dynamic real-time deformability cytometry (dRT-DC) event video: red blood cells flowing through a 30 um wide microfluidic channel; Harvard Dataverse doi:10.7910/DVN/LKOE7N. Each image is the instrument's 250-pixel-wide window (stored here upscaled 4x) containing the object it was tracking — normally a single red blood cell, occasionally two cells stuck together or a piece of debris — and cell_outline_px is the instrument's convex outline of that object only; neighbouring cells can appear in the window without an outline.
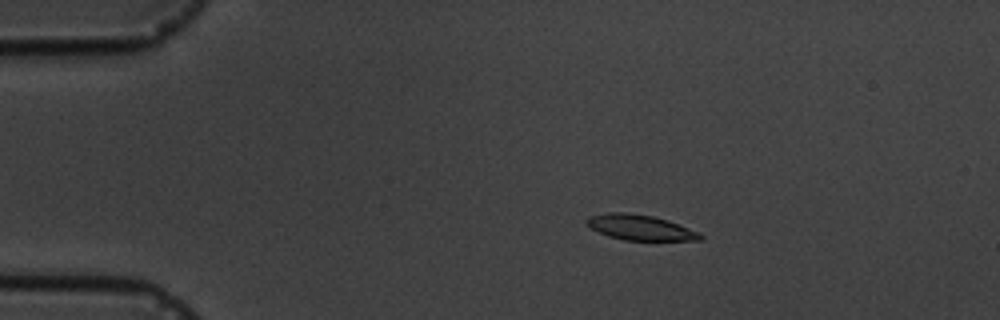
{"species": "common noctule bat (a hibernating species)", "species_latin": "Nyctalus noctula", "temperature_condition": "cold", "stored_images_in_passage": 4, "camera_frame_rate_fps": 3000, "um_per_image_px": 0.085, "animal": {"sex": "male", "body_mass_g": 19.5, "forearm_length_mm": 54.6}, "frame": {"image": 1, "passage_image": 2, "time_ms": 2.0, "image_size_px": [1000, 320], "cell_outline_px": [[704, 240], [624, 240], [608, 236], [592, 228], [584, 220], [588, 216], [608, 212], [628, 212], [652, 216], [668, 220], [700, 232], [704, 236]], "centroid_in_image_um": [54.44, 19.33], "position_along_channel_um": 30.6, "area_um2": 16.82}}
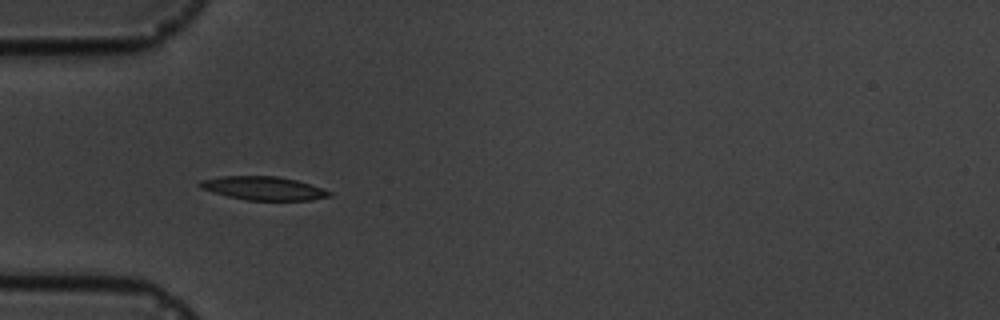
{"frame": {"image": 2, "passage_image": 4, "time_ms": 4.333, "image_size_px": [1000, 320], "cell_outline_px": [[332, 196], [312, 200], [248, 200], [228, 196], [200, 188], [196, 184], [200, 180], [224, 176], [276, 176], [296, 180], [332, 192]], "centroid_in_image_um": [22.37, 16.0], "position_along_channel_um": 62.6, "area_um2": 17.57}}